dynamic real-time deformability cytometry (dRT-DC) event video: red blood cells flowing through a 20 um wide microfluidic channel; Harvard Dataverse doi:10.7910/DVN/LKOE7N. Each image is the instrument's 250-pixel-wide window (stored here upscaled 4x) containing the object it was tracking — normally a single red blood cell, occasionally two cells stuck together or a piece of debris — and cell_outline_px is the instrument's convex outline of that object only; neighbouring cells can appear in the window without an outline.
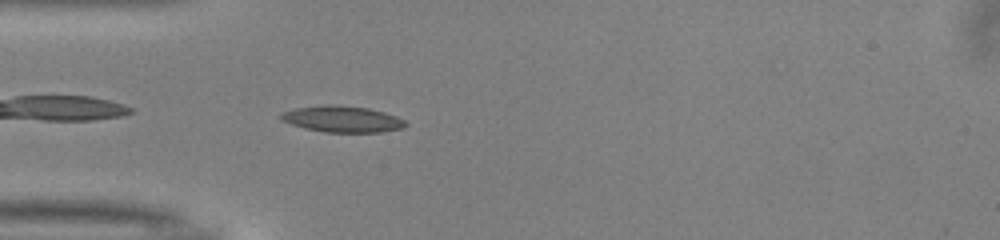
{"species": "common noctule bat (a hibernating species)", "species_latin": "Nyctalus noctula", "temperature_condition": "warm", "stored_images_in_passage": 38, "camera_frame_rate_fps": 3000, "um_per_image_px": 0.085, "animal": {"sex": "male", "body_mass_g": 13.0, "forearm_length_mm": 53.1}, "frame": {"image": 1, "passage_image": 2, "time_ms": 0.333, "image_size_px": [1000, 240], "cell_outline_px": [[408, 124], [404, 128], [380, 132], [324, 132], [304, 128], [280, 120], [280, 112], [296, 108], [324, 104], [336, 104], [368, 108], [384, 112], [396, 116], [404, 120]], "centroid_in_image_um": [29.08, 10.11], "position_along_channel_um": 55.9, "area_um2": 19.25}}
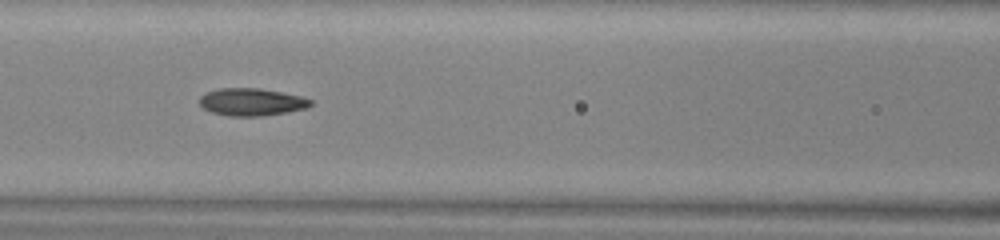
{"frame": {"image": 2, "passage_image": 9, "time_ms": 2.667, "image_size_px": [1000, 240], "cell_outline_px": [[312, 104], [308, 108], [288, 112], [264, 116], [228, 116], [212, 112], [204, 108], [200, 104], [200, 96], [208, 92], [220, 88], [260, 88], [300, 96], [312, 100]], "centroid_in_image_um": [21.41, 8.68], "position_along_channel_um": 145.2, "area_um2": 17.74}}
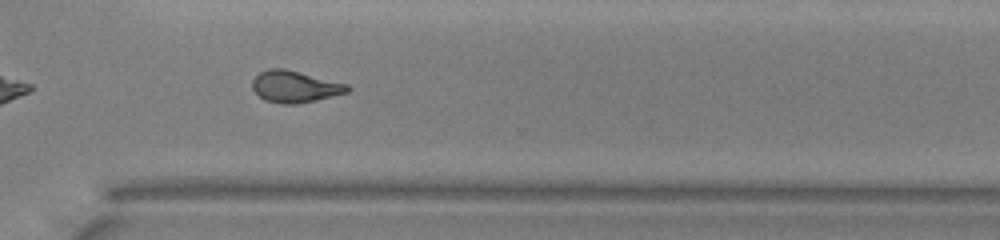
{"frame": {"image": 3, "passage_image": 24, "time_ms": 7.667, "image_size_px": [1000, 240], "cell_outline_px": [[352, 88], [348, 92], [316, 100], [296, 104], [280, 104], [264, 100], [252, 88], [252, 80], [260, 72], [268, 68], [284, 68], [348, 84]], "centroid_in_image_um": [25.06, 7.36], "position_along_channel_um": 345.5, "area_um2": 17.57}, "authors_computed_cell_mechanics": {"area_um2": 17.3978, "velocity_mm_per_s": 4.0116, "shape_relaxation_time_tau1_ms": 6.3427, "shape_relaxation_time_tau2_ms": 2.0059, "deformation_change_tau1": 0.2006, "deformation_change_tau2": 0.081}}